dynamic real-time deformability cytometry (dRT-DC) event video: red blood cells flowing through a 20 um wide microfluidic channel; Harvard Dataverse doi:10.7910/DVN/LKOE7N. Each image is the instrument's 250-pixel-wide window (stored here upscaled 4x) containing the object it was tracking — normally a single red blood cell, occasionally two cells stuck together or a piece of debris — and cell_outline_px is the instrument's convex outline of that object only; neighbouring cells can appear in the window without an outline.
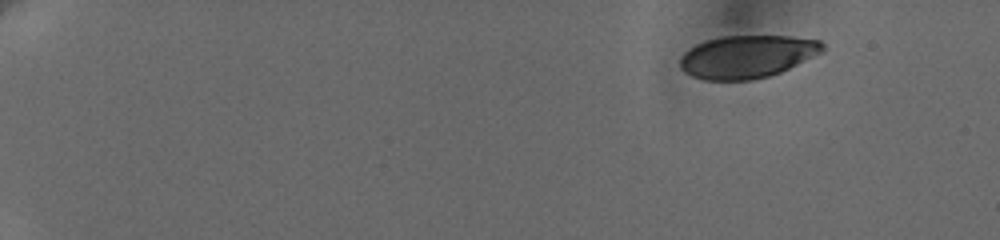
{"species": "human", "species_latin": "Homo sapiens", "temperature_condition": "cold", "stored_images_in_passage": 20, "camera_frame_rate_fps": 3000, "um_per_image_px": 0.085, "donor": {"sex": "female"}, "frame": {"image": 1, "passage_image": 1, "time_ms": 0.0, "image_size_px": [1000, 240], "cell_outline_px": [[824, 52], [780, 72], [768, 76], [752, 80], [704, 80], [692, 76], [684, 72], [680, 68], [680, 56], [684, 52], [696, 44], [708, 40], [724, 36], [788, 36], [820, 40], [824, 44]], "centroid_in_image_um": [63.51, 4.81], "position_along_channel_um": 21.5, "area_um2": 35.55}}
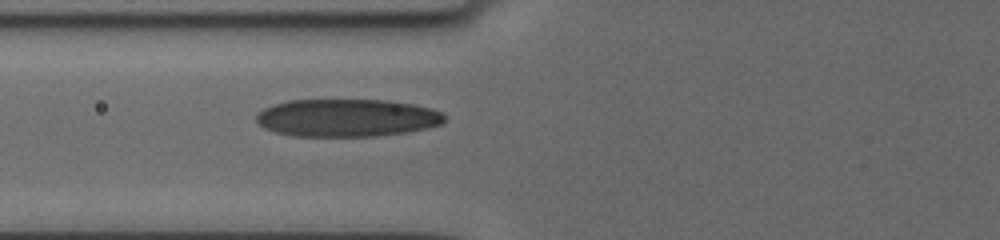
{"frame": {"image": 2, "passage_image": 12, "time_ms": 6.333, "image_size_px": [1000, 240], "cell_outline_px": [[444, 120], [440, 124], [428, 128], [408, 132], [376, 136], [296, 136], [276, 132], [264, 128], [256, 120], [256, 112], [272, 104], [288, 100], [388, 100], [412, 104], [432, 108], [440, 112], [444, 116]], "centroid_in_image_um": [29.46, 10.01], "position_along_channel_um": 96.3, "area_um2": 41.44}}
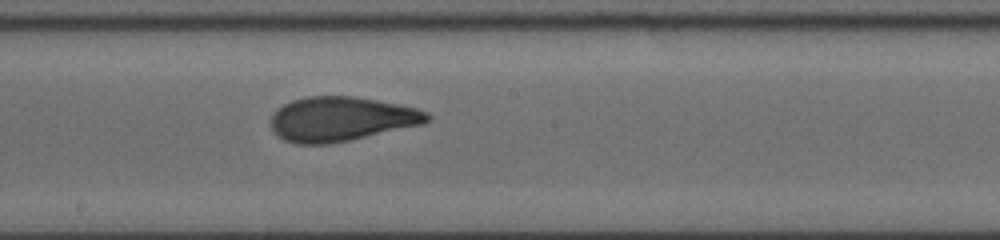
{"frame": {"image": 3, "passage_image": 20, "time_ms": 9.667, "image_size_px": [1000, 240], "cell_outline_px": [[432, 116], [424, 124], [348, 140], [328, 144], [296, 144], [284, 140], [276, 136], [272, 132], [272, 112], [284, 104], [292, 100], [308, 96], [352, 96], [376, 100], [416, 108], [428, 112]], "centroid_in_image_um": [28.97, 10.12], "position_along_channel_um": 219.2, "area_um2": 40.4}}